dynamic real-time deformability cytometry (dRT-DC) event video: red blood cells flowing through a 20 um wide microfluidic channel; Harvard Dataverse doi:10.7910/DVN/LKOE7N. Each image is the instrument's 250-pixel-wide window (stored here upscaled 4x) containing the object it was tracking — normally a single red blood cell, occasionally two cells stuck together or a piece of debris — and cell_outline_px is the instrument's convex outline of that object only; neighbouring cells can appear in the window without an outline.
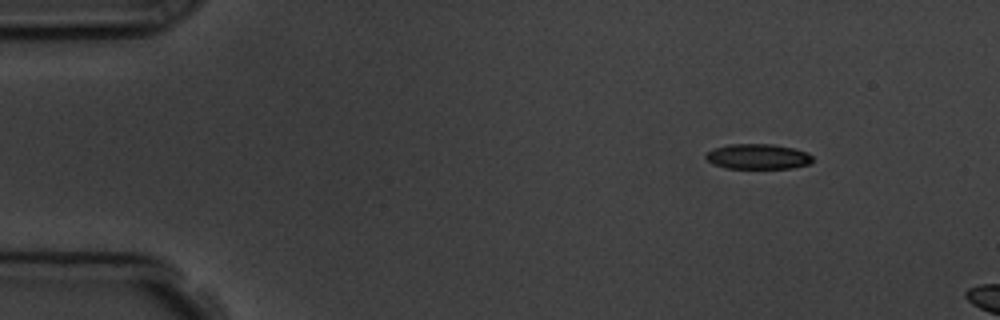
{"species": "common noctule bat (a hibernating species)", "species_latin": "Nyctalus noctula", "temperature_condition": "room temperature", "stored_images_in_passage": 3, "camera_frame_rate_fps": 3000, "um_per_image_px": 0.085, "animal": {"sex": "male", "body_mass_g": 19.5, "forearm_length_mm": 54.6}, "frame": {"image": 1, "passage_image": 1, "time_ms": 0.0, "image_size_px": [1000, 320], "cell_outline_px": [[812, 160], [808, 164], [792, 168], [724, 168], [712, 164], [704, 156], [712, 148], [728, 144], [772, 144], [792, 148], [808, 152], [812, 156]], "centroid_in_image_um": [64.38, 13.3], "position_along_channel_um": 20.6, "area_um2": 15.72}}